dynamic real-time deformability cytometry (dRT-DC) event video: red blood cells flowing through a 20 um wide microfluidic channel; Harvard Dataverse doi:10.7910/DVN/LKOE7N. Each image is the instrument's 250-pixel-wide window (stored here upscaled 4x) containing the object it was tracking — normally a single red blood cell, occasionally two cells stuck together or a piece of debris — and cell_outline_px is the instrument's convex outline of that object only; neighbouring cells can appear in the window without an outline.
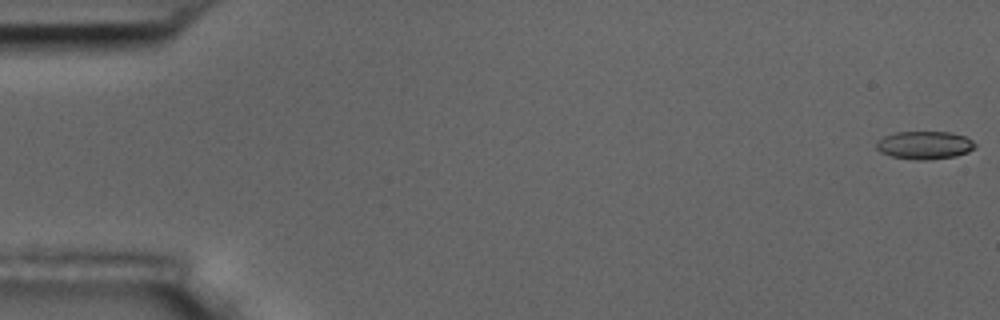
{"species": "common noctule bat (a hibernating species)", "species_latin": "Nyctalus noctula", "temperature_condition": "room temperature", "stored_images_in_passage": 7, "camera_frame_rate_fps": 3000, "um_per_image_px": 0.085, "animal": {"sex": "male", "body_mass_g": 17.5, "forearm_length_mm": 52.3}, "frame": {"image": 1, "passage_image": 1, "time_ms": 0.0, "image_size_px": [1000, 320], "cell_outline_px": [[976, 148], [968, 152], [956, 156], [928, 160], [916, 160], [892, 156], [880, 152], [876, 148], [876, 144], [884, 136], [896, 132], [948, 132], [964, 136], [972, 140], [976, 144]], "centroid_in_image_um": [78.61, 12.34], "position_along_channel_um": 6.4, "area_um2": 16.07}}
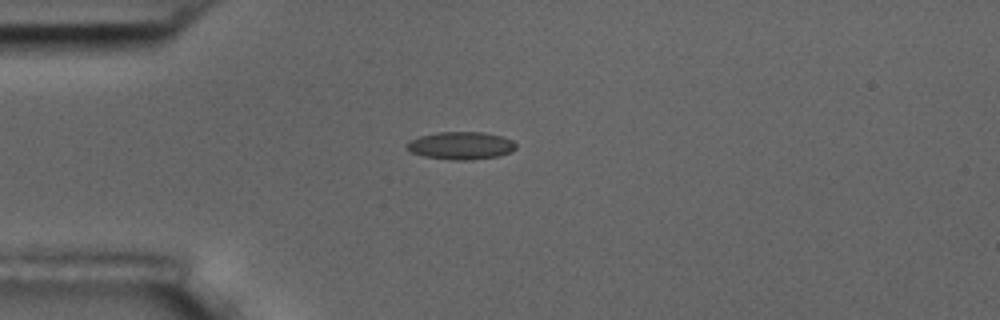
{"frame": {"image": 2, "passage_image": 5, "time_ms": 4.667, "image_size_px": [1000, 320], "cell_outline_px": [[516, 148], [512, 152], [496, 156], [472, 160], [452, 160], [424, 156], [412, 152], [408, 148], [408, 144], [412, 140], [420, 136], [436, 132], [484, 132], [500, 136], [512, 140], [516, 144]], "centroid_in_image_um": [39.22, 12.37], "position_along_channel_um": 45.8, "area_um2": 17.4}}